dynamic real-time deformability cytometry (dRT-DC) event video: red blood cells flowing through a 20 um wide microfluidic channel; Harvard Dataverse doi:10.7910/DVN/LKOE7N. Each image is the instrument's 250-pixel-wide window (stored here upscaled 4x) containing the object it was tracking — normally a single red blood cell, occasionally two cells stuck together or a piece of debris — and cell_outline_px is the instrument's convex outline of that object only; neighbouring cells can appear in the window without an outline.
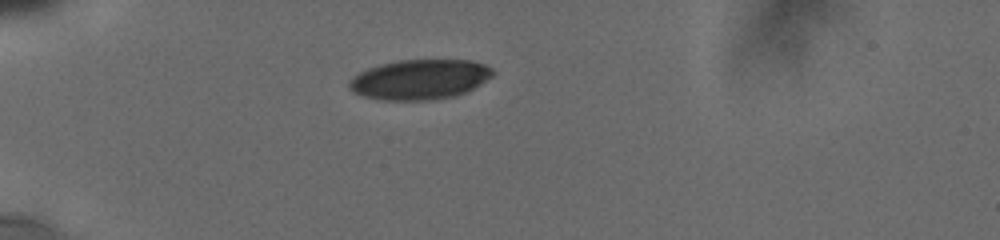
{"species": "human", "species_latin": "Homo sapiens", "temperature_condition": "cold", "stored_images_in_passage": 28, "camera_frame_rate_fps": 3000, "um_per_image_px": 0.085, "donor": {"sex": "male"}, "frame": {"image": 1, "passage_image": 1, "time_ms": 0.0, "image_size_px": [1000, 240], "cell_outline_px": [[496, 72], [492, 76], [472, 88], [464, 92], [452, 96], [428, 100], [384, 100], [364, 96], [352, 92], [348, 88], [348, 80], [360, 72], [368, 68], [380, 64], [400, 60], [472, 60], [484, 64], [492, 68]], "centroid_in_image_um": [35.65, 6.74], "position_along_channel_um": 49.4, "area_um2": 33.29}}
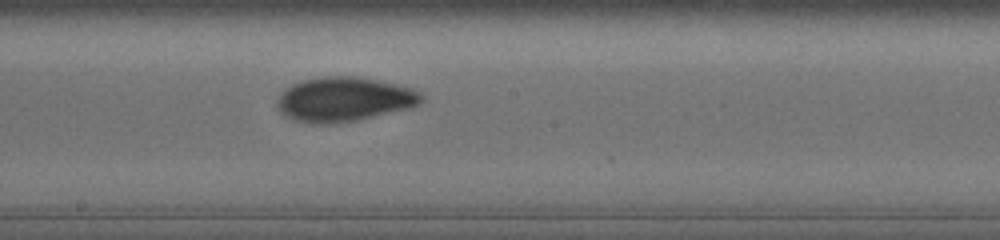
{"frame": {"image": 2, "passage_image": 13, "time_ms": 5.333, "image_size_px": [1000, 240], "cell_outline_px": [[424, 100], [420, 104], [408, 108], [356, 120], [324, 124], [312, 124], [292, 120], [284, 116], [276, 108], [276, 100], [280, 92], [284, 88], [292, 84], [304, 80], [328, 76], [352, 76], [380, 80], [412, 88], [420, 92], [424, 96]], "centroid_in_image_um": [29.2, 8.44], "position_along_channel_um": 219.0, "area_um2": 37.57}}
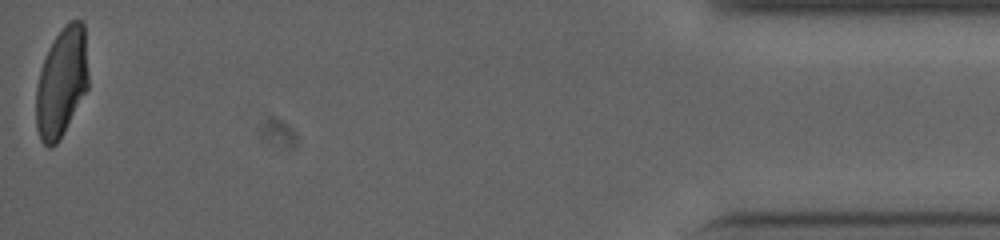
{"frame": {"image": 3, "passage_image": 28, "time_ms": 13.0, "image_size_px": [1000, 240], "cell_outline_px": [[88, 88], [64, 132], [56, 144], [48, 148], [40, 140], [36, 128], [36, 88], [40, 72], [44, 60], [56, 36], [64, 24], [68, 20], [84, 20], [88, 72]], "centroid_in_image_um": [5.25, 7.0], "position_along_channel_um": 430.0, "area_um2": 33.29}, "authors_computed_cell_mechanics": {"area_um2": 36.125, "velocity_mm_per_s": 3.7738, "shape_relaxation_time_tau1_ms": 9.9011, "shape_relaxation_time_tau2_ms": 1.7813, "deformation_change_tau1": 0.2166, "deformation_change_tau2": 0.0574}}